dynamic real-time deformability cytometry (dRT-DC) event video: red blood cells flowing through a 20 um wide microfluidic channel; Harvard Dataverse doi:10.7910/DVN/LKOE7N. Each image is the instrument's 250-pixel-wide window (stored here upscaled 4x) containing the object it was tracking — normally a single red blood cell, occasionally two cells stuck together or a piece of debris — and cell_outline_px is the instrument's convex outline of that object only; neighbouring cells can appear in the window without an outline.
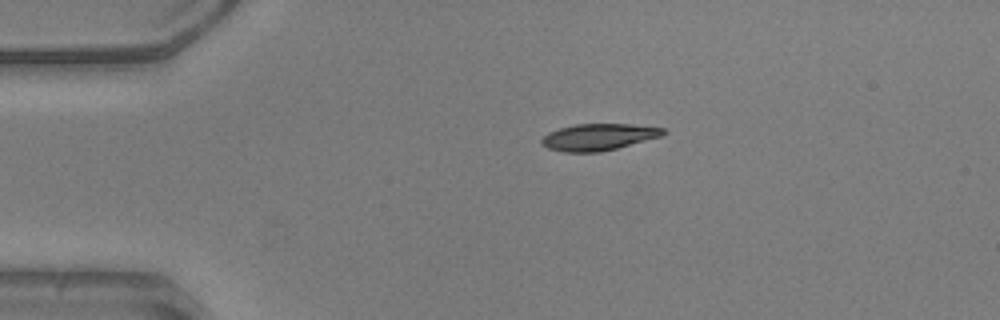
{"species": "common noctule bat (a hibernating species)", "species_latin": "Nyctalus noctula", "temperature_condition": "warm", "stored_images_in_passage": 37, "camera_frame_rate_fps": 3000, "um_per_image_px": 0.085, "animal": {"sex": "male", "body_mass_g": 20.5, "forearm_length_mm": 52.5}, "frame": {"image": 1, "passage_image": 1, "time_ms": 0.0, "image_size_px": [1000, 320], "cell_outline_px": [[668, 132], [664, 136], [600, 152], [564, 152], [548, 148], [540, 144], [540, 140], [548, 132], [560, 128], [576, 124], [632, 124], [664, 128]], "centroid_in_image_um": [50.9, 11.64], "position_along_channel_um": 34.1, "area_um2": 19.02}}
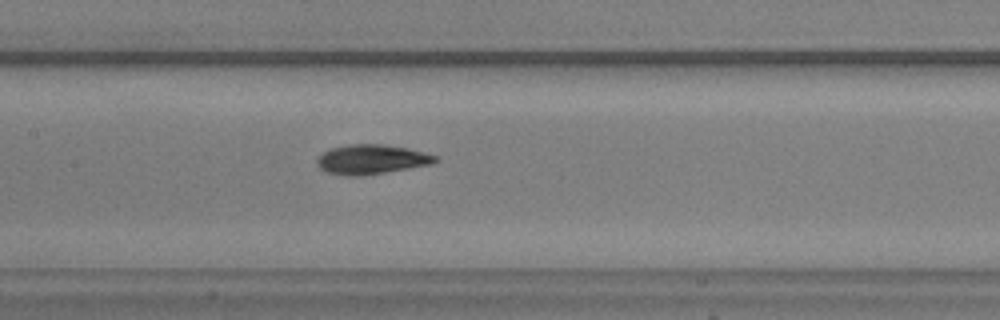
{"frame": {"image": 2, "passage_image": 15, "time_ms": 4.667, "image_size_px": [1000, 320], "cell_outline_px": [[440, 160], [432, 164], [360, 176], [352, 176], [328, 172], [320, 168], [316, 164], [316, 160], [324, 152], [332, 148], [348, 144], [384, 144], [408, 148], [440, 156]], "centroid_in_image_um": [31.63, 13.53], "position_along_channel_um": 175.8, "area_um2": 20.29}}
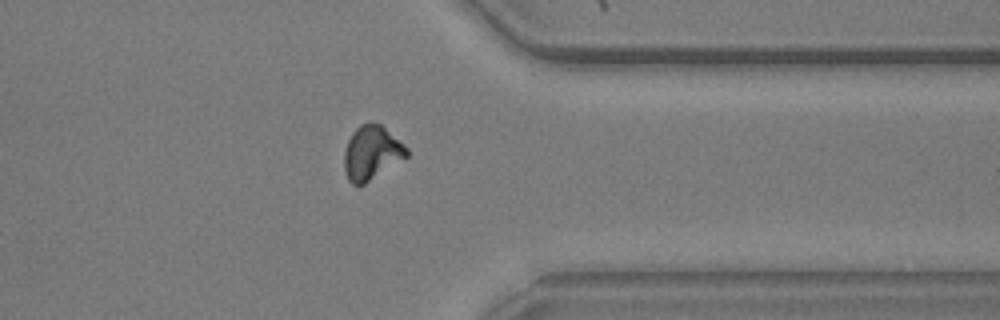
{"frame": {"image": 3, "passage_image": 31, "time_ms": 10.0, "image_size_px": [1000, 320], "cell_outline_px": [[408, 156], [364, 184], [352, 184], [348, 180], [344, 168], [344, 152], [348, 140], [352, 132], [360, 124], [380, 124], [404, 144], [408, 148]], "centroid_in_image_um": [31.58, 12.99], "position_along_channel_um": 379.8, "area_um2": 19.36}, "authors_computed_cell_mechanics": {"area_um2": 19.4786, "velocity_mm_per_s": 3.9536, "shape_relaxation_time_tau1_ms": 3.0699, "shape_relaxation_time_tau2_ms": 1.9408, "deformation_change_tau1": 0.1517, "deformation_change_tau2": 0.075}}